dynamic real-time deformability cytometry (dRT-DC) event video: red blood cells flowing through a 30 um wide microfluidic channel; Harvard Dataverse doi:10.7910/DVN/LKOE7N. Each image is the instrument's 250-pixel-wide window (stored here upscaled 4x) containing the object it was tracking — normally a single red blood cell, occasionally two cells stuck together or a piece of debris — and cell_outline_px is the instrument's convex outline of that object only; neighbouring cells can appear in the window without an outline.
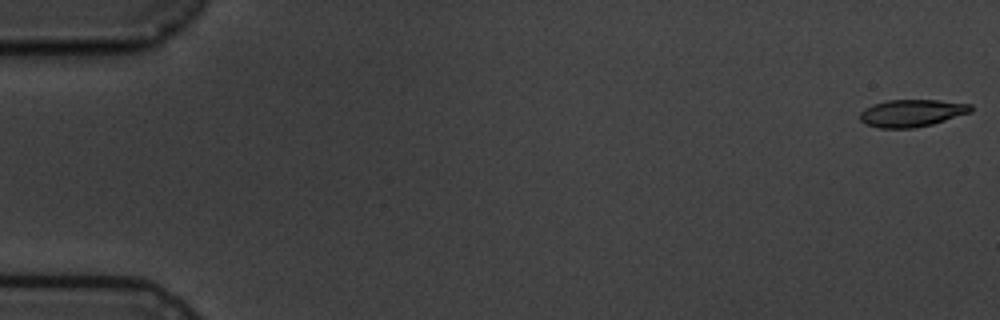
{"species": "common noctule bat (a hibernating species)", "species_latin": "Nyctalus noctula", "temperature_condition": "cold", "stored_images_in_passage": 5, "camera_frame_rate_fps": 3000, "um_per_image_px": 0.085, "animal": {"sex": "male", "body_mass_g": 19.5, "forearm_length_mm": 54.6}, "frame": {"image": 1, "passage_image": 1, "time_ms": 0.0, "image_size_px": [1000, 320], "cell_outline_px": [[972, 112], [932, 124], [912, 128], [880, 128], [864, 124], [860, 120], [860, 112], [864, 108], [872, 104], [888, 100], [940, 100], [972, 104]], "centroid_in_image_um": [77.49, 9.61], "position_along_channel_um": 7.5, "area_um2": 17.74}}
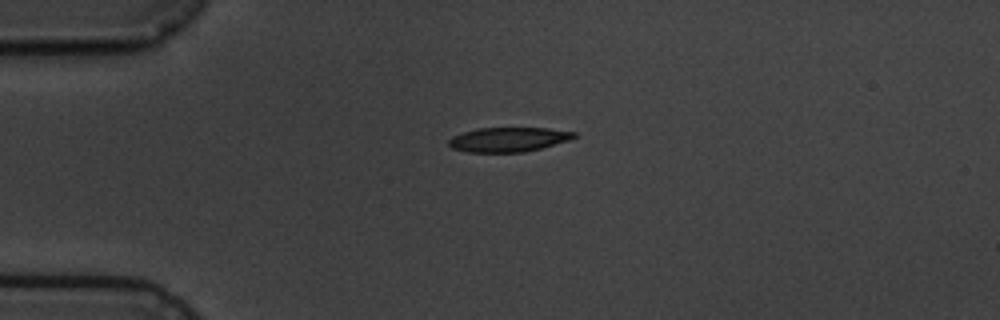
{"frame": {"image": 2, "passage_image": 4, "time_ms": 4.333, "image_size_px": [1000, 320], "cell_outline_px": [[576, 136], [568, 140], [540, 148], [524, 152], [468, 152], [452, 148], [448, 144], [448, 140], [452, 136], [476, 128], [548, 128], [576, 132]], "centroid_in_image_um": [43.18, 11.85], "position_along_channel_um": 41.8, "area_um2": 17.74}}